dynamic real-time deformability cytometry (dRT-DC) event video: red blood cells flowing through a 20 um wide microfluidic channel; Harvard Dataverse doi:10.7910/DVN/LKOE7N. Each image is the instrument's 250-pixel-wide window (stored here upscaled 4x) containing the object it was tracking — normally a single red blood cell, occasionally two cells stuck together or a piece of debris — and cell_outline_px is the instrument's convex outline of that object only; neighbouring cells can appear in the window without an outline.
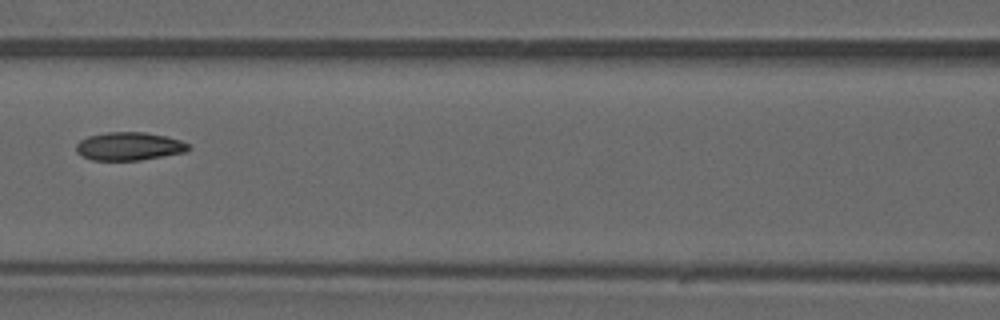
{"species": "common noctule bat (a hibernating species)", "species_latin": "Nyctalus noctula", "temperature_condition": "warm", "stored_images_in_passage": 44, "camera_frame_rate_fps": 3000, "um_per_image_px": 0.085, "animal": {"sex": "male", "forearm_length_mm": 52.5}, "frame": {"image": 1, "passage_image": 19, "time_ms": 6.0, "image_size_px": [1000, 320], "cell_outline_px": [[192, 148], [184, 152], [164, 156], [140, 160], [92, 160], [80, 156], [76, 152], [76, 144], [80, 140], [88, 136], [108, 132], [144, 132], [164, 136], [180, 140], [188, 144]], "centroid_in_image_um": [10.94, 12.44], "position_along_channel_um": 155.7, "area_um2": 18.44}}